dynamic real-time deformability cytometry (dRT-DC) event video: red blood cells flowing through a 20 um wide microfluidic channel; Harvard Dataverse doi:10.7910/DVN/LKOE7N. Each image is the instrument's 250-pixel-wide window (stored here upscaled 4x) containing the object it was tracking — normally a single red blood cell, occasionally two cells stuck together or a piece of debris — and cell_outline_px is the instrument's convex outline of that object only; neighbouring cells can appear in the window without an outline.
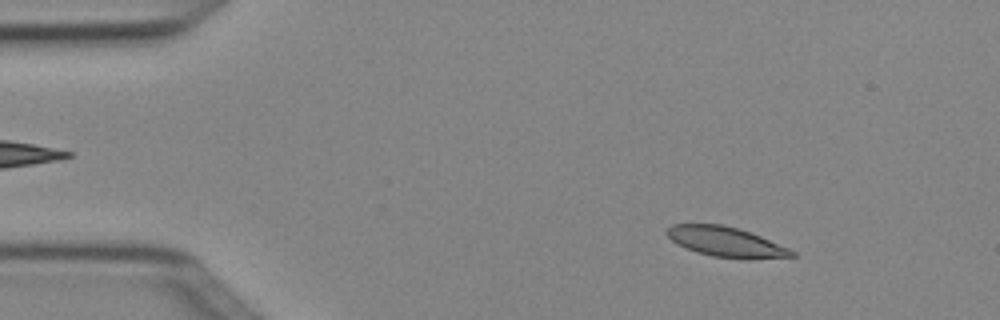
{"species": "Egyptian fruit bat (a non-hibernating species)", "species_latin": "Rousettus aegyptiacus", "temperature_condition": "cold", "stored_images_in_passage": 3, "camera_frame_rate_fps": 3000, "um_per_image_px": 0.085, "animal": {"sex": "female"}, "frame": {"image": 1, "passage_image": 1, "time_ms": 0.0, "image_size_px": [1000, 320], "cell_outline_px": [[796, 256], [752, 260], [748, 260], [712, 256], [696, 252], [676, 244], [668, 236], [668, 228], [672, 224], [720, 224], [736, 228], [760, 236], [788, 248], [796, 252]], "centroid_in_image_um": [61.73, 20.58], "position_along_channel_um": 23.3, "area_um2": 21.73}}